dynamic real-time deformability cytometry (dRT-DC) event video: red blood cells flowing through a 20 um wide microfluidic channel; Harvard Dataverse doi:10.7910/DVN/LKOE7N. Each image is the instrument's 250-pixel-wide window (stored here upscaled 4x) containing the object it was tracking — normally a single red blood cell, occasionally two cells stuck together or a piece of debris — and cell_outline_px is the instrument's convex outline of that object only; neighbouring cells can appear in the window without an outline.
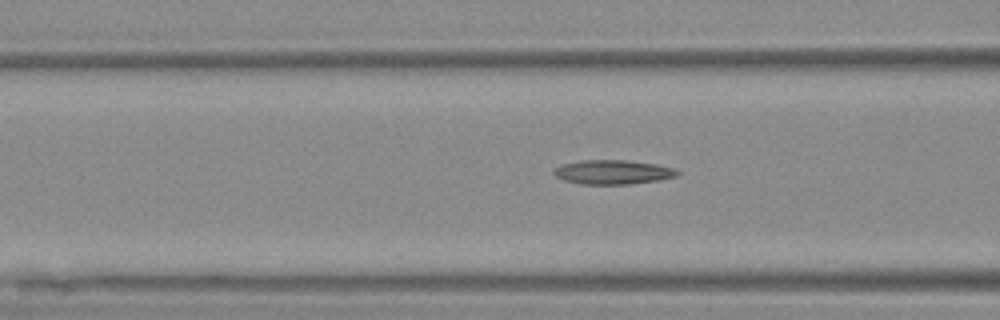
{"species": "Egyptian fruit bat (a non-hibernating species)", "species_latin": "Rousettus aegyptiacus", "temperature_condition": "warm", "stored_images_in_passage": 44, "camera_frame_rate_fps": 3000, "um_per_image_px": 0.085, "animal": {"sex": "female"}, "frame": {"image": 1, "passage_image": 22, "time_ms": 7.0, "image_size_px": [1000, 320], "cell_outline_px": [[680, 172], [676, 176], [660, 180], [632, 184], [580, 184], [564, 180], [556, 176], [552, 172], [556, 168], [564, 164], [580, 160], [628, 160], [656, 164], [676, 168]], "centroid_in_image_um": [52.13, 14.63], "position_along_channel_um": 114.5, "area_um2": 17.51}}
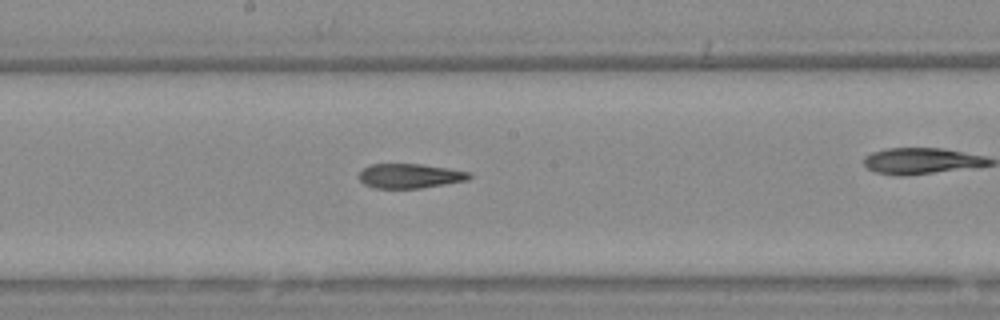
{"frame": {"image": 2, "passage_image": 30, "time_ms": 9.667, "image_size_px": [1000, 320], "cell_outline_px": [[472, 176], [468, 180], [420, 188], [372, 188], [364, 184], [360, 180], [360, 172], [368, 164], [420, 164], [448, 168], [468, 172]], "centroid_in_image_um": [34.82, 14.95], "position_along_channel_um": 213.4, "area_um2": 15.66}}
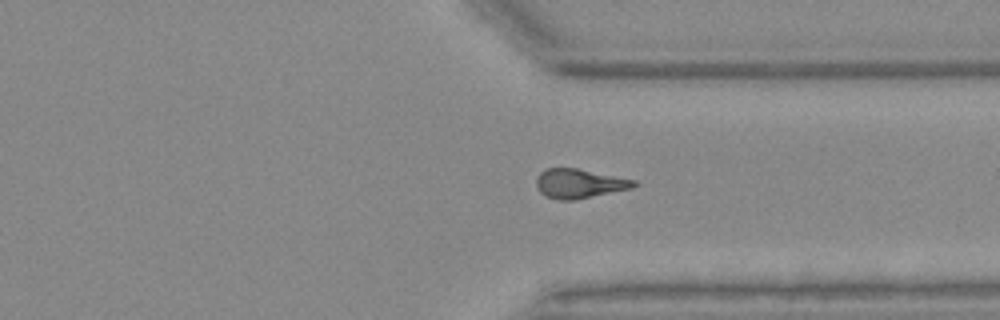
{"frame": {"image": 3, "passage_image": 42, "time_ms": 13.667, "image_size_px": [1000, 320], "cell_outline_px": [[640, 184], [632, 188], [576, 200], [556, 200], [544, 196], [540, 192], [536, 184], [536, 176], [540, 172], [548, 168], [576, 168], [636, 180]], "centroid_in_image_um": [49.24, 15.61], "position_along_channel_um": 362.2, "area_um2": 16.82}}